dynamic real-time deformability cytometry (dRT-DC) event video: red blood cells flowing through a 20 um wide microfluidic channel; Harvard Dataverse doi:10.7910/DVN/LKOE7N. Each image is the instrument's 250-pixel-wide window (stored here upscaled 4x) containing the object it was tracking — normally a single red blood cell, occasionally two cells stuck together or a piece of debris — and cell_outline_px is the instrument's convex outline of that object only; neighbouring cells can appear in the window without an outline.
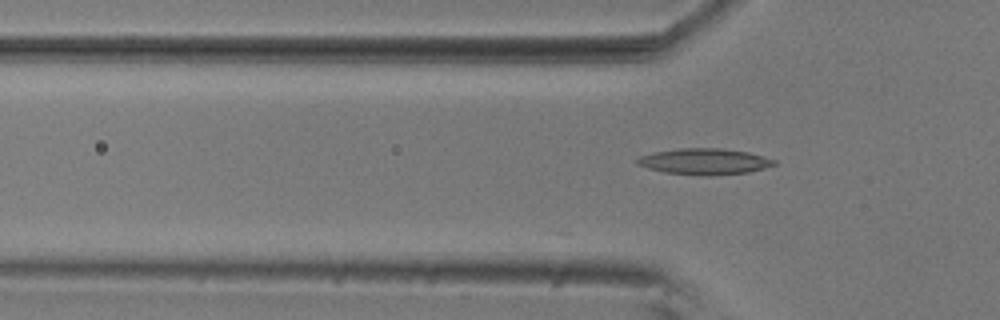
{"species": "common noctule bat (a hibernating species)", "species_latin": "Nyctalus noctula", "temperature_condition": "room temperature", "stored_images_in_passage": 17, "camera_frame_rate_fps": 3000, "um_per_image_px": 0.085, "animal": {"sex": "male", "body_mass_g": 20.5, "forearm_length_mm": 52.5}, "frame": {"image": 1, "passage_image": 17, "time_ms": 5.333, "image_size_px": [1000, 320], "cell_outline_px": [[776, 164], [764, 168], [748, 172], [704, 176], [664, 172], [648, 168], [636, 164], [636, 160], [640, 156], [652, 152], [680, 148], [720, 148], [748, 152], [776, 160]], "centroid_in_image_um": [59.85, 13.72], "position_along_channel_um": 66.0, "area_um2": 20.75}}